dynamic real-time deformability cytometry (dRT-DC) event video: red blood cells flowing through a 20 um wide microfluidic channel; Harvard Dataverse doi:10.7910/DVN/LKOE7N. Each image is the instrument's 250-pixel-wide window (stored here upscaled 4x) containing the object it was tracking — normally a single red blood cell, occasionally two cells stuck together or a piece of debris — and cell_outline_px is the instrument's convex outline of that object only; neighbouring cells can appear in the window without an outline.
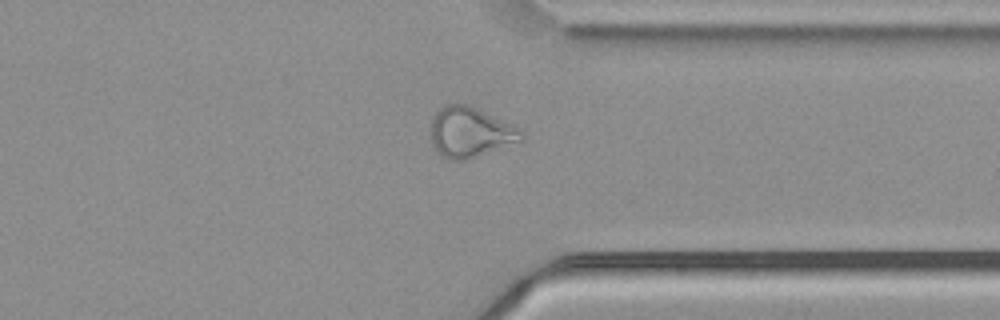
{"species": "common noctule bat (a hibernating species)", "species_latin": "Nyctalus noctula", "temperature_condition": "cold", "stored_images_in_passage": 54, "camera_frame_rate_fps": 3000, "um_per_image_px": 0.085, "animal": {"sex": "male", "body_mass_g": 21.5, "forearm_length_mm": 52.0}, "frame": {"image": 1, "passage_image": 42, "time_ms": 13.667, "image_size_px": [1000, 320], "cell_outline_px": [[524, 140], [464, 160], [448, 160], [432, 144], [432, 116], [444, 104], [472, 104], [520, 128], [524, 132]], "centroid_in_image_um": [40.01, 11.2], "position_along_channel_um": 371.4, "area_um2": 26.53}}
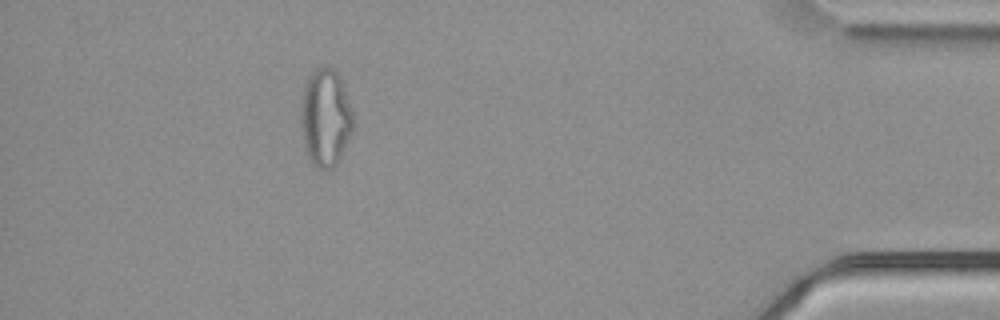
{"frame": {"image": 2, "passage_image": 49, "time_ms": 16.0, "image_size_px": [1000, 320], "cell_outline_px": [[356, 124], [336, 164], [332, 168], [324, 172], [316, 168], [312, 164], [304, 148], [300, 124], [300, 104], [304, 88], [308, 76], [316, 68], [324, 64], [328, 64], [340, 76], [352, 108]], "centroid_in_image_um": [27.66, 10.0], "position_along_channel_um": 407.5, "area_um2": 30.63}, "authors_computed_cell_mechanics": {"area_um2": 29.4491, "velocity_mm_per_s": 3.7438, "shape_relaxation_time_tau1_ms": null, "shape_relaxation_time_tau2_ms": 2.4497, "deformation_change_tau1": null, "deformation_change_tau2": 0.1095}}